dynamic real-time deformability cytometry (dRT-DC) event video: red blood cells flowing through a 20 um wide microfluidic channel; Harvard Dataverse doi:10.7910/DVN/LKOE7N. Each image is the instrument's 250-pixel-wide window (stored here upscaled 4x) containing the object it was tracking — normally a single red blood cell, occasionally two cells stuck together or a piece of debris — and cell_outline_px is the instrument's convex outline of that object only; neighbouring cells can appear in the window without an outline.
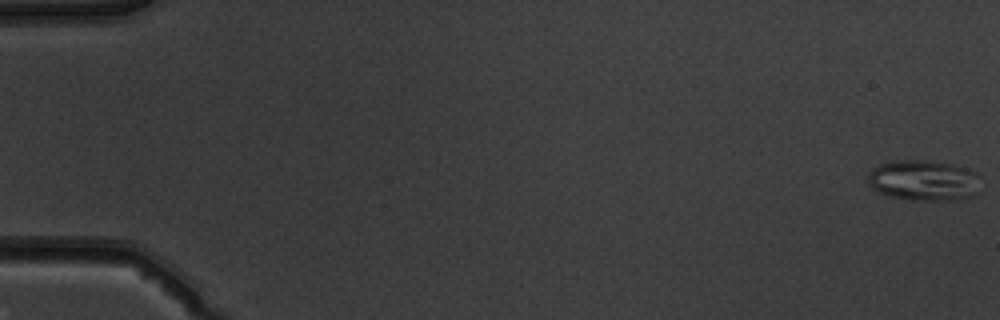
{"species": "common noctule bat (a hibernating species)", "species_latin": "Nyctalus noctula", "temperature_condition": "warm", "stored_images_in_passage": 53, "camera_frame_rate_fps": 3000, "um_per_image_px": 0.085, "animal": {"sex": "male", "body_mass_g": 19.5, "forearm_length_mm": 54.6}, "frame": {"image": 1, "passage_image": 1, "time_ms": 0.0, "image_size_px": [1000, 320], "cell_outline_px": [[980, 192], [976, 196], [948, 200], [912, 200], [892, 196], [880, 192], [872, 188], [868, 180], [868, 176], [872, 168], [880, 164], [900, 160], [920, 160], [952, 164], [968, 168], [976, 172]], "centroid_in_image_um": [78.55, 15.34], "position_along_channel_um": 6.4, "area_um2": 26.59}}
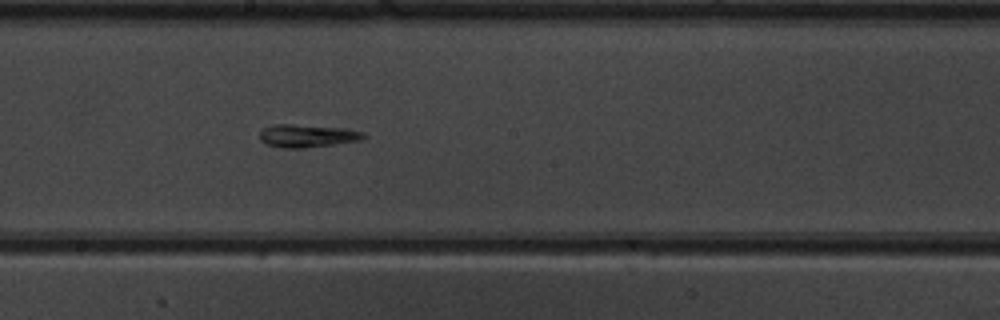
{"frame": {"image": 2, "passage_image": 30, "time_ms": 9.667, "image_size_px": [1000, 320], "cell_outline_px": [[368, 136], [360, 140], [304, 148], [284, 148], [264, 144], [260, 140], [260, 132], [264, 128], [272, 124], [292, 124], [348, 128], [364, 132]], "centroid_in_image_um": [26.12, 11.53], "position_along_channel_um": 222.1, "area_um2": 13.99}}
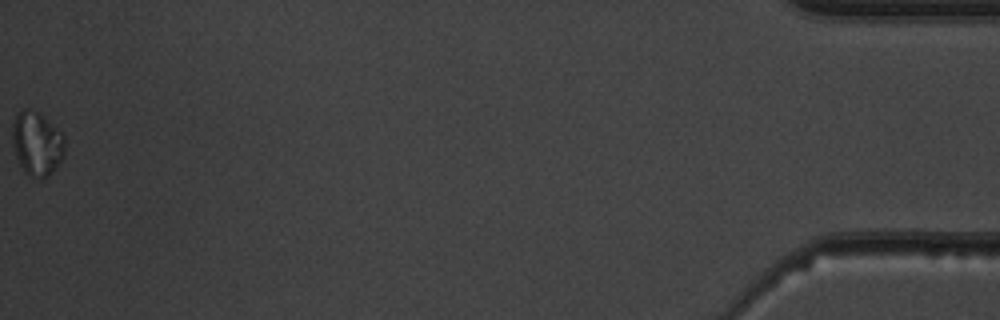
{"frame": {"image": 3, "passage_image": 53, "time_ms": 17.333, "image_size_px": [1000, 320], "cell_outline_px": [[64, 156], [52, 172], [48, 176], [28, 176], [24, 172], [16, 156], [12, 144], [12, 124], [16, 116], [24, 108], [28, 108], [40, 112], [64, 136]], "centroid_in_image_um": [3.12, 12.18], "position_along_channel_um": 432.1, "area_um2": 19.42}}